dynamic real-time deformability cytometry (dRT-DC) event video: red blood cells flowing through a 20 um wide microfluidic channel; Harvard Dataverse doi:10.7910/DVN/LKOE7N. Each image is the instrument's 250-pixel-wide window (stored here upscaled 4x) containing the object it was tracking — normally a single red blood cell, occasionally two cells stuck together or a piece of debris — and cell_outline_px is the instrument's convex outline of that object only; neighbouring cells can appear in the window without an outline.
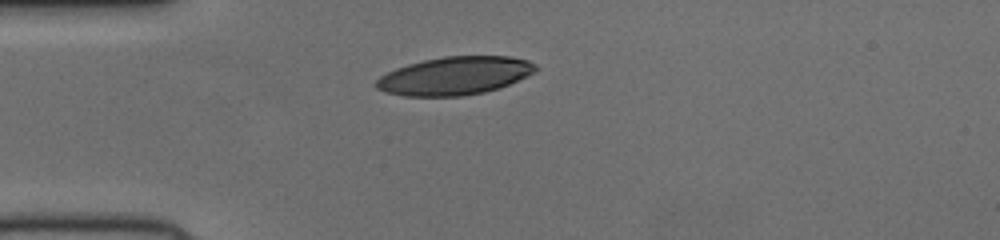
{"species": "human", "species_latin": "Homo sapiens", "temperature_condition": "cold", "stored_images_in_passage": 38, "camera_frame_rate_fps": 3000, "um_per_image_px": 0.085, "donor": {"sex": "female"}, "frame": {"image": 1, "passage_image": 1, "time_ms": 0.0, "image_size_px": [1000, 240], "cell_outline_px": [[536, 72], [528, 76], [500, 88], [484, 92], [460, 96], [404, 96], [384, 92], [376, 88], [372, 84], [380, 76], [396, 68], [408, 64], [424, 60], [444, 56], [512, 56], [528, 60], [536, 64]], "centroid_in_image_um": [38.65, 6.44], "position_along_channel_um": 46.3, "area_um2": 35.66}}
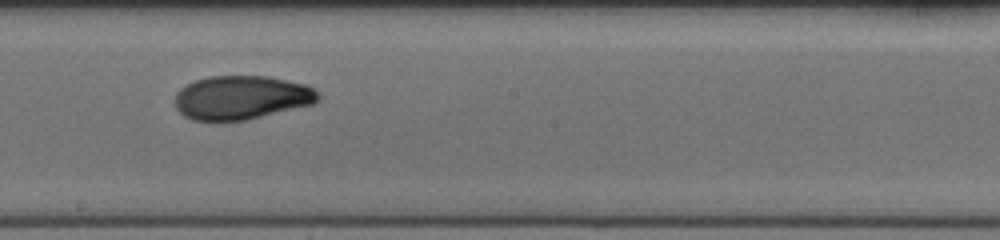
{"frame": {"image": 2, "passage_image": 16, "time_ms": 5.0, "image_size_px": [1000, 240], "cell_outline_px": [[320, 100], [312, 104], [248, 120], [192, 120], [184, 116], [176, 108], [176, 92], [180, 88], [196, 80], [208, 76], [268, 76], [308, 84], [320, 96]], "centroid_in_image_um": [20.54, 8.28], "position_along_channel_um": 227.7, "area_um2": 36.59}}
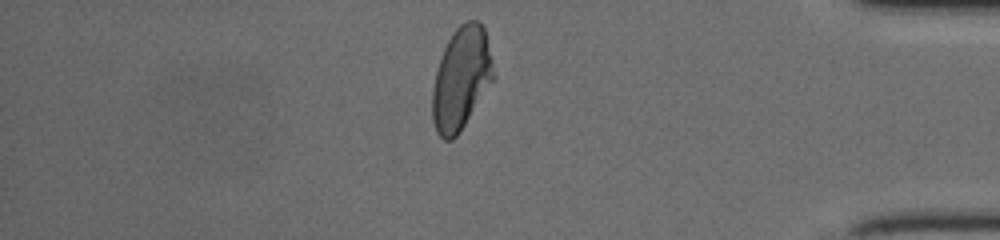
{"frame": {"image": 3, "passage_image": 31, "time_ms": 10.0, "image_size_px": [1000, 240], "cell_outline_px": [[492, 80], [464, 124], [456, 136], [452, 140], [444, 140], [436, 132], [432, 120], [432, 88], [436, 72], [444, 48], [448, 40], [456, 28], [460, 24], [468, 20], [480, 20], [484, 28], [492, 60]], "centroid_in_image_um": [39.16, 6.65], "position_along_channel_um": 396.0, "area_um2": 35.72}}